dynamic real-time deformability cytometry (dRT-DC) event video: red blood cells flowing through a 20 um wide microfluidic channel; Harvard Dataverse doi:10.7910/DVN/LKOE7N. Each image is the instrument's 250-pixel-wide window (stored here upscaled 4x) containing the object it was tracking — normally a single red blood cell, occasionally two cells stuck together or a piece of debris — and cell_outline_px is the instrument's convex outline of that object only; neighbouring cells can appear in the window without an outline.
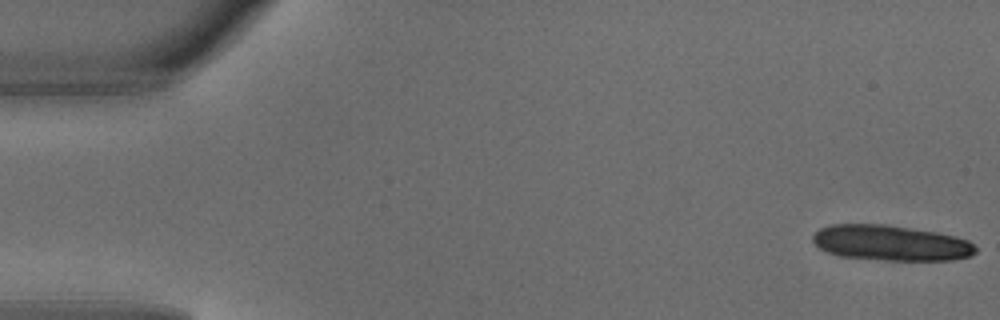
{"species": "common noctule bat (a hibernating species)", "species_latin": "Nyctalus noctula", "temperature_condition": "warm", "stored_images_in_passage": 4, "camera_frame_rate_fps": 3000, "um_per_image_px": 0.085, "animal": {"sex": "male", "body_mass_g": 18.8}, "frame": {"image": 1, "passage_image": 1, "time_ms": 0.0, "image_size_px": [1000, 320], "cell_outline_px": [[976, 252], [972, 256], [952, 260], [888, 260], [840, 256], [828, 252], [820, 248], [812, 240], [812, 236], [820, 228], [832, 224], [884, 224], [936, 232], [968, 240], [976, 248]], "centroid_in_image_um": [75.71, 20.65], "position_along_channel_um": 9.3, "area_um2": 33.41}}